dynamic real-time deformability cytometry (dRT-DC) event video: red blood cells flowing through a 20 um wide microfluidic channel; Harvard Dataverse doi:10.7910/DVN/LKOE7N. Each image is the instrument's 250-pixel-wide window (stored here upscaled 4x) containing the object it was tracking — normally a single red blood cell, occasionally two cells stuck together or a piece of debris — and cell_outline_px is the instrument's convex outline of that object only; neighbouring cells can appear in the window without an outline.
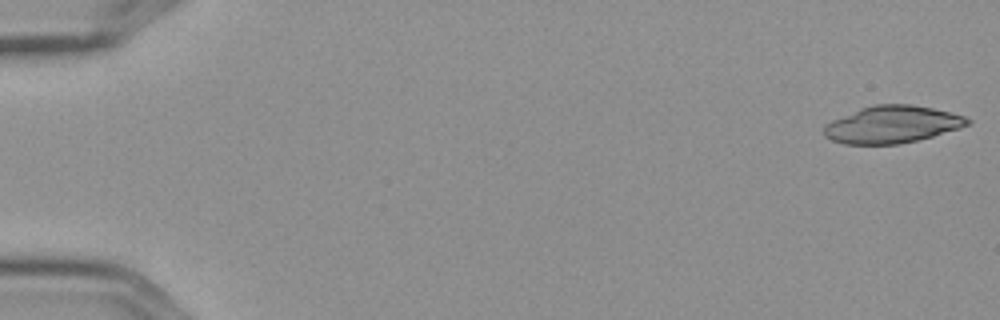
{"species": "Egyptian fruit bat (a non-hibernating species)", "species_latin": "Rousettus aegyptiacus", "temperature_condition": "cold", "stored_images_in_passage": 5, "camera_frame_rate_fps": 3000, "um_per_image_px": 0.085, "frame": {"image": 1, "passage_image": 1, "time_ms": 0.0, "image_size_px": [1000, 320], "cell_outline_px": [[972, 124], [960, 128], [932, 136], [900, 144], [844, 144], [832, 140], [824, 136], [824, 124], [832, 120], [860, 108], [872, 104], [912, 104], [932, 108], [964, 116], [972, 120]], "centroid_in_image_um": [75.82, 10.58], "position_along_channel_um": 9.2, "area_um2": 31.15}}